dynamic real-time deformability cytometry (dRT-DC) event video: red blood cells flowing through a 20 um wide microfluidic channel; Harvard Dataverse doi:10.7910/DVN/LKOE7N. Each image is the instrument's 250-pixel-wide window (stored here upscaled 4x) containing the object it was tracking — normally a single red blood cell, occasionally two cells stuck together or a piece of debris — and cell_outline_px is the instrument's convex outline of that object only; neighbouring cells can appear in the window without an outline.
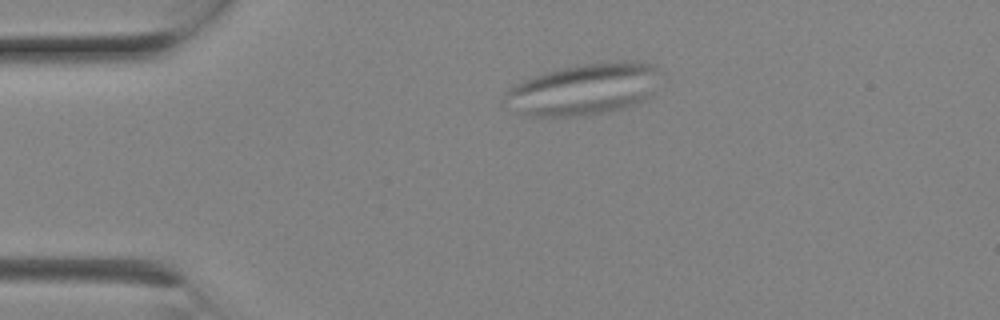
{"species": "Egyptian fruit bat (a non-hibernating species)", "species_latin": "Rousettus aegyptiacus", "temperature_condition": "room temperature", "stored_images_in_passage": 8, "camera_frame_rate_fps": 3000, "um_per_image_px": 0.085, "animal": {"sex": "female"}, "frame": {"image": 1, "passage_image": 5, "time_ms": 1.333, "image_size_px": [1000, 320], "cell_outline_px": [[656, 68], [652, 96], [644, 100], [624, 108], [580, 116], [524, 116], [516, 112], [504, 96], [508, 88], [520, 80], [548, 72], [564, 68], [584, 64], [620, 60], [632, 60], [652, 64]], "centroid_in_image_um": [49.59, 7.59], "position_along_channel_um": 35.4, "area_um2": 46.07}}
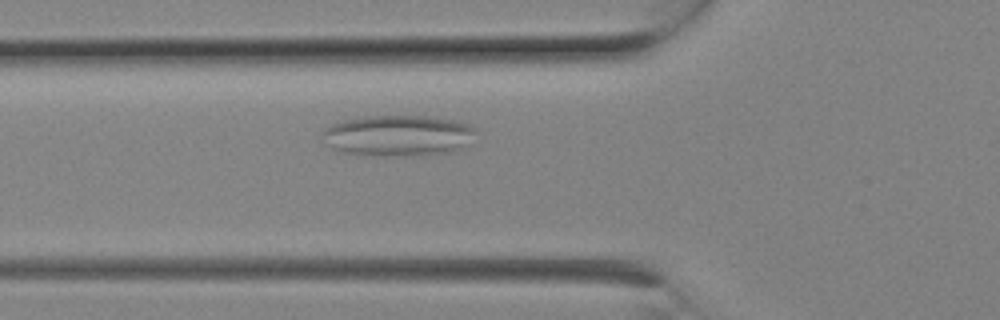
{"frame": {"image": 2, "passage_image": 8, "time_ms": 2.333, "image_size_px": [1000, 320], "cell_outline_px": [[476, 132], [464, 148], [448, 152], [412, 156], [372, 156], [340, 152], [324, 144], [324, 128], [332, 124], [344, 120], [368, 116], [428, 116], [452, 120], [468, 124], [476, 128]], "centroid_in_image_um": [33.82, 11.54], "position_along_channel_um": 92.0, "area_um2": 36.88}}